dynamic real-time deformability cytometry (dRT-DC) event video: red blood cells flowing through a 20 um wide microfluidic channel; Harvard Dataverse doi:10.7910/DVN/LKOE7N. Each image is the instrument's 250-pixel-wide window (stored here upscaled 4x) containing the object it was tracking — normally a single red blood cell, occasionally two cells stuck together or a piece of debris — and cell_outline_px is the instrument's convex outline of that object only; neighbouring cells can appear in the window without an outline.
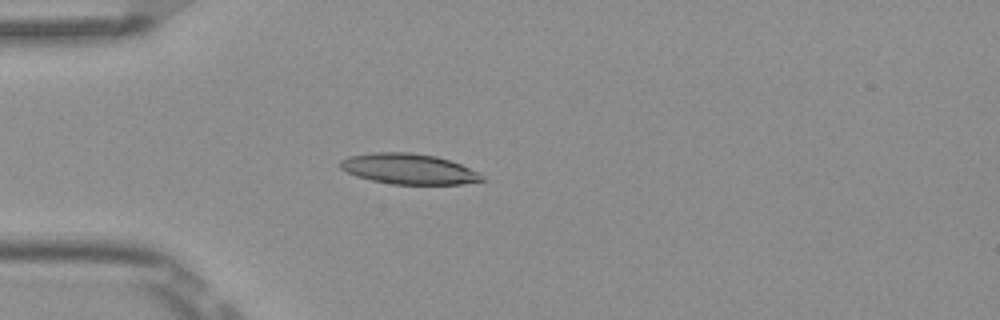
{"species": "Egyptian fruit bat (a non-hibernating species)", "species_latin": "Rousettus aegyptiacus", "temperature_condition": "room temperature", "stored_images_in_passage": 6, "camera_frame_rate_fps": 3000, "um_per_image_px": 0.085, "frame": {"image": 1, "passage_image": 4, "time_ms": 1.0, "image_size_px": [1000, 320], "cell_outline_px": [[488, 180], [464, 184], [392, 184], [372, 180], [356, 176], [340, 168], [340, 160], [348, 156], [372, 152], [408, 152], [436, 156], [460, 164], [484, 176]], "centroid_in_image_um": [34.74, 14.36], "position_along_channel_um": 50.3, "area_um2": 25.14}}
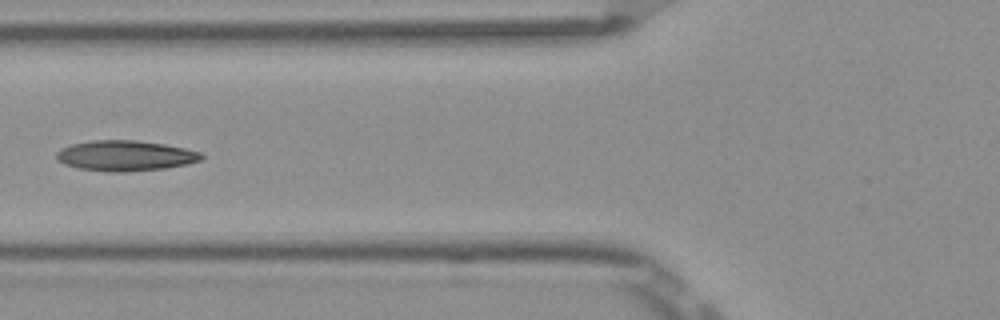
{"frame": {"image": 2, "passage_image": 6, "time_ms": 1.667, "image_size_px": [1000, 320], "cell_outline_px": [[204, 156], [200, 160], [184, 164], [164, 168], [124, 172], [108, 172], [76, 168], [64, 164], [56, 160], [56, 152], [60, 148], [72, 144], [92, 140], [136, 140], [164, 144], [184, 148], [200, 152]], "centroid_in_image_um": [10.58, 13.23], "position_along_channel_um": 115.2, "area_um2": 25.72}}